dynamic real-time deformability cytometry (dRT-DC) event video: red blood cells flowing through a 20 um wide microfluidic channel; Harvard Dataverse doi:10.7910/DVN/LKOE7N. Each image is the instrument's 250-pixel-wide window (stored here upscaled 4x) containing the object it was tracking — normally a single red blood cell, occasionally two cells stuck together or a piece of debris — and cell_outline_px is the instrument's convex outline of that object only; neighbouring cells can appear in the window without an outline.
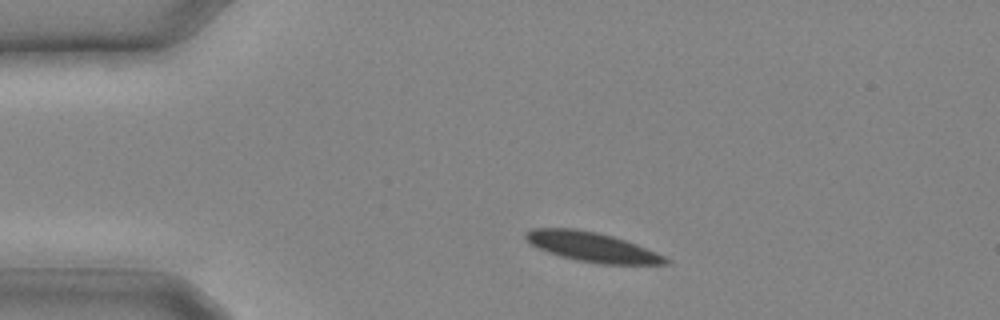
{"species": "common noctule bat (a hibernating species)", "species_latin": "Nyctalus noctula", "temperature_condition": "cold", "stored_images_in_passage": 14, "camera_frame_rate_fps": 3000, "um_per_image_px": 0.085, "animal": {"sex": "male", "body_mass_g": 20.4}, "frame": {"image": 1, "passage_image": 1, "time_ms": 0.0, "image_size_px": [1000, 320], "cell_outline_px": [[672, 260], [668, 264], [600, 264], [576, 260], [560, 256], [548, 252], [532, 244], [524, 236], [524, 232], [532, 228], [576, 228], [596, 232], [612, 236], [636, 244], [656, 252]], "centroid_in_image_um": [50.33, 20.99], "position_along_channel_um": 34.7, "area_um2": 23.99}}
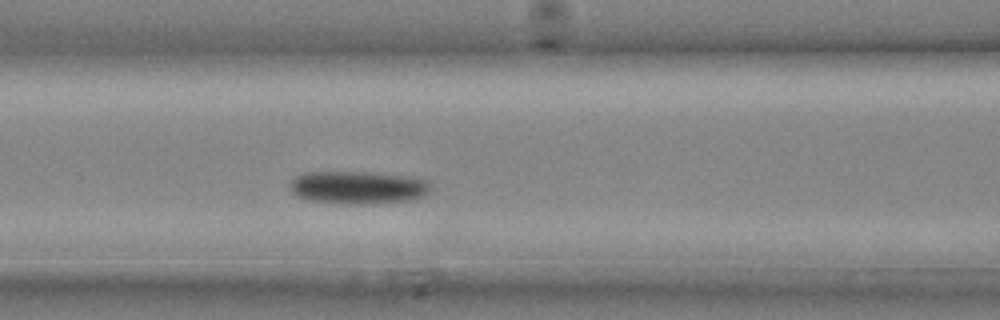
{"frame": {"image": 2, "passage_image": 7, "time_ms": 2.0, "image_size_px": [1000, 320], "cell_outline_px": [[428, 192], [424, 196], [412, 200], [372, 204], [344, 204], [308, 200], [296, 196], [292, 192], [292, 180], [300, 172], [368, 172], [404, 176], [424, 180], [428, 184]], "centroid_in_image_um": [30.38, 15.95], "position_along_channel_um": 136.2, "area_um2": 26.82}}
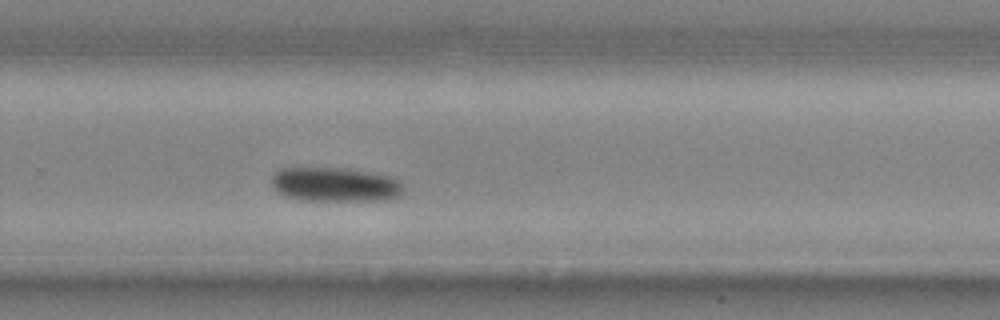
{"frame": {"image": 3, "passage_image": 14, "time_ms": 4.333, "image_size_px": [1000, 320], "cell_outline_px": [[404, 192], [400, 196], [388, 200], [300, 200], [284, 196], [276, 192], [272, 184], [272, 176], [280, 168], [296, 164], [344, 168], [396, 176], [400, 180], [404, 188]], "centroid_in_image_um": [28.45, 15.63], "position_along_channel_um": 301.3, "area_um2": 27.69}}